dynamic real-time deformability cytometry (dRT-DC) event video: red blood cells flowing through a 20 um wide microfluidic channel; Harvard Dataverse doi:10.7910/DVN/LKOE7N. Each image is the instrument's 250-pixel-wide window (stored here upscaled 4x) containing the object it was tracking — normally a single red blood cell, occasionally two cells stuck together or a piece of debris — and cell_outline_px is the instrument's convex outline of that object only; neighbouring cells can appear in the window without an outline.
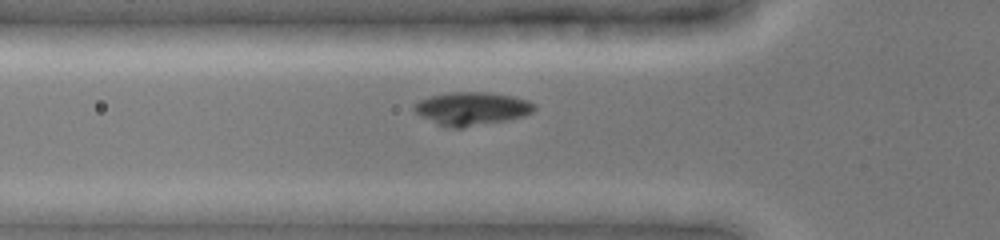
{"species": "common noctule bat (a hibernating species)", "species_latin": "Nyctalus noctula", "temperature_condition": "cold", "stored_images_in_passage": 36, "camera_frame_rate_fps": 3000, "um_per_image_px": 0.085, "animal": {"sex": "female", "body_mass_g": 19.0, "forearm_length_mm": 51.5}, "frame": {"image": 1, "passage_image": 2, "time_ms": 0.333, "image_size_px": [1000, 240], "cell_outline_px": [[536, 108], [532, 112], [524, 116], [508, 120], [464, 128], [456, 128], [436, 124], [420, 116], [412, 108], [412, 104], [420, 100], [432, 96], [452, 92], [488, 92], [512, 96], [528, 100], [536, 104]], "centroid_in_image_um": [40.11, 9.24], "position_along_channel_um": 85.7, "area_um2": 23.35}}
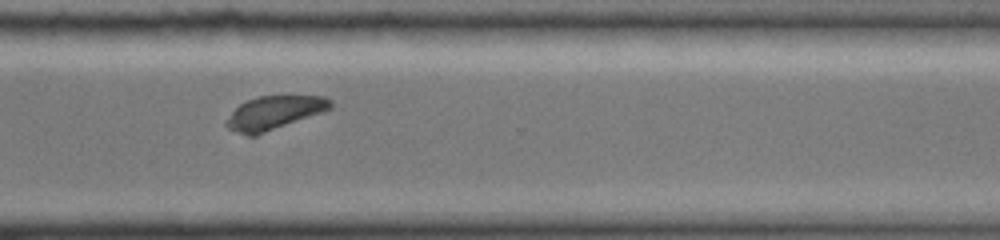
{"frame": {"image": 2, "passage_image": 22, "time_ms": 7.0, "image_size_px": [1000, 240], "cell_outline_px": [[332, 108], [324, 112], [256, 136], [248, 136], [228, 128], [224, 124], [224, 120], [240, 104], [256, 96], [324, 96], [332, 100]], "centroid_in_image_um": [23.32, 9.59], "position_along_channel_um": 347.3, "area_um2": 20.52}}
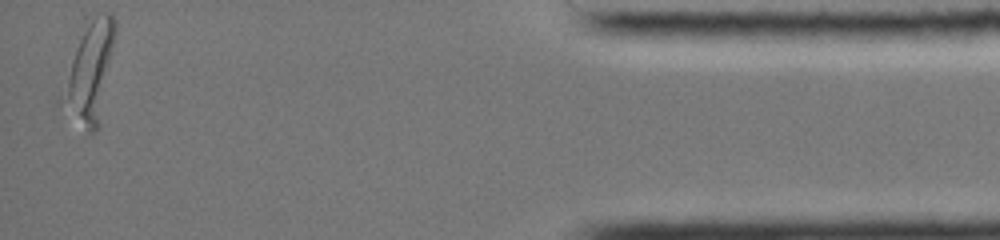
{"frame": {"image": 3, "passage_image": 36, "time_ms": 10.667, "image_size_px": [1000, 240], "cell_outline_px": [[116, 32], [100, 128], [92, 136], [56, 104], [56, 100], [84, 16], [100, 12], [108, 12], [116, 20]], "centroid_in_image_um": [7.56, 6.11], "position_along_channel_um": 427.6, "area_um2": 33.12}}